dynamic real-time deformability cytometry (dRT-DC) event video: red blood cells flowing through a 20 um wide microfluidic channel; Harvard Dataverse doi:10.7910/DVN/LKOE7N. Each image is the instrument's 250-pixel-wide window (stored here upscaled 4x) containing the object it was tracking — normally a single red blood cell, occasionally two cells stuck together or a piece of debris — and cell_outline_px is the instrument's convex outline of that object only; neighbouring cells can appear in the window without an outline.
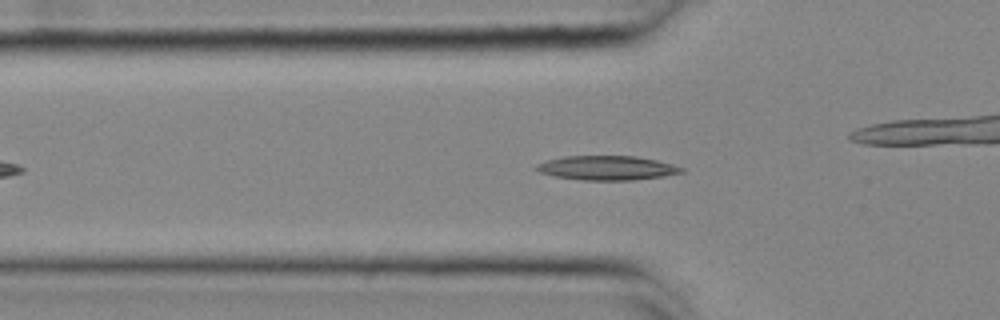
{"species": "common noctule bat (a hibernating species)", "species_latin": "Nyctalus noctula", "temperature_condition": "cold", "stored_images_in_passage": 49, "camera_frame_rate_fps": 3000, "um_per_image_px": 0.085, "animal": {"sex": "female", "body_mass_g": 25.1}, "frame": {"image": 1, "passage_image": 11, "time_ms": 3.333, "image_size_px": [1000, 320], "cell_outline_px": [[684, 172], [664, 176], [632, 180], [580, 180], [556, 176], [540, 172], [532, 168], [536, 164], [548, 160], [564, 156], [636, 156], [656, 160], [672, 164], [684, 168]], "centroid_in_image_um": [51.58, 14.27], "position_along_channel_um": 74.2, "area_um2": 20.52}}
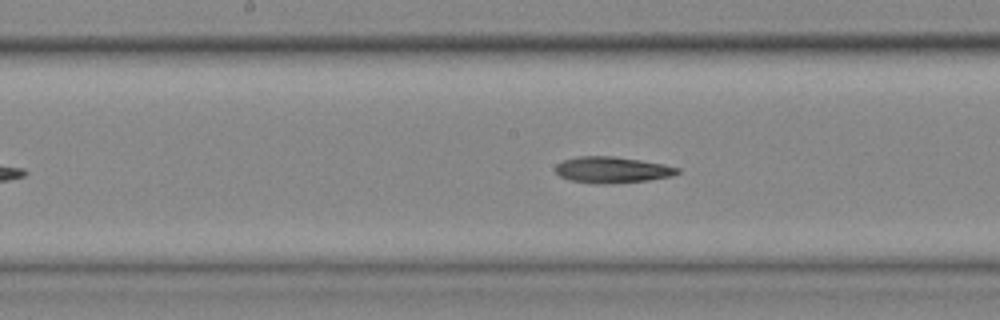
{"frame": {"image": 2, "passage_image": 21, "time_ms": 6.667, "image_size_px": [1000, 320], "cell_outline_px": [[680, 172], [672, 176], [648, 180], [604, 184], [568, 180], [560, 176], [556, 172], [556, 164], [564, 160], [576, 156], [612, 156], [640, 160], [664, 164], [680, 168]], "centroid_in_image_um": [52.03, 14.43], "position_along_channel_um": 196.2, "area_um2": 18.55}}
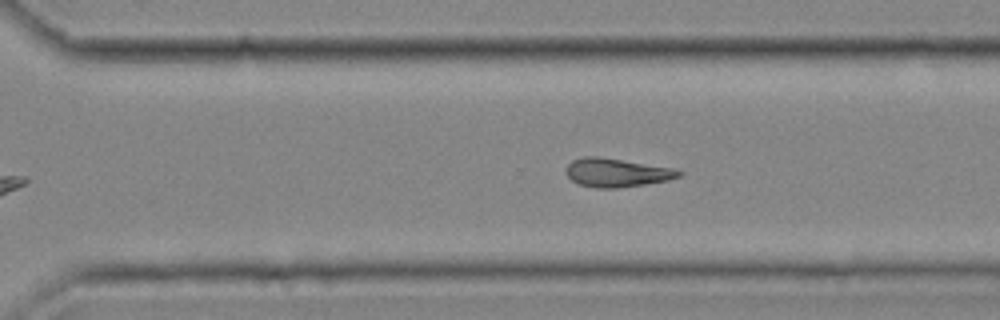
{"frame": {"image": 3, "passage_image": 31, "time_ms": 10.0, "image_size_px": [1000, 320], "cell_outline_px": [[684, 172], [680, 176], [668, 180], [620, 188], [596, 188], [580, 184], [572, 180], [564, 172], [564, 168], [572, 160], [584, 156], [596, 156], [672, 168]], "centroid_in_image_um": [52.37, 14.68], "position_along_channel_um": 318.2, "area_um2": 18.67}, "authors_computed_cell_mechanics": {"area_um2": 18.8428, "velocity_mm_per_s": 3.6579, "shape_relaxation_time_tau1_ms": null, "shape_relaxation_time_tau2_ms": 8.1232, "deformation_change_tau1": null, "deformation_change_tau2": 0.2035}}